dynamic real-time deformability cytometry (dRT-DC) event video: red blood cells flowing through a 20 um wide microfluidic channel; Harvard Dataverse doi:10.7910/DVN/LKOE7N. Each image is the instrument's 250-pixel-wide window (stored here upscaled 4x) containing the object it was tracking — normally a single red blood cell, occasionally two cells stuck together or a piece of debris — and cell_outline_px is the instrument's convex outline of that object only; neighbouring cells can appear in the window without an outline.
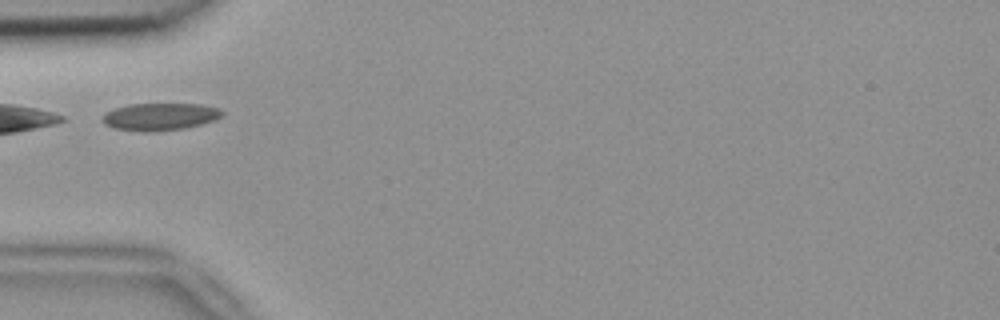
{"species": "common noctule bat (a hibernating species)", "species_latin": "Nyctalus noctula", "temperature_condition": "room temperature", "stored_images_in_passage": 1, "camera_frame_rate_fps": 3000, "um_per_image_px": 0.085, "animal": {"sex": "female", "body_mass_g": 18.4}, "frame": {"image": 1, "passage_image": 1, "time_ms": 0.0, "image_size_px": [1000, 320], "cell_outline_px": [[224, 112], [216, 120], [184, 128], [144, 132], [116, 128], [104, 124], [100, 120], [100, 116], [116, 108], [128, 104], [200, 104], [220, 108]], "centroid_in_image_um": [13.58, 9.91], "position_along_channel_um": 71.4, "area_um2": 18.96}}